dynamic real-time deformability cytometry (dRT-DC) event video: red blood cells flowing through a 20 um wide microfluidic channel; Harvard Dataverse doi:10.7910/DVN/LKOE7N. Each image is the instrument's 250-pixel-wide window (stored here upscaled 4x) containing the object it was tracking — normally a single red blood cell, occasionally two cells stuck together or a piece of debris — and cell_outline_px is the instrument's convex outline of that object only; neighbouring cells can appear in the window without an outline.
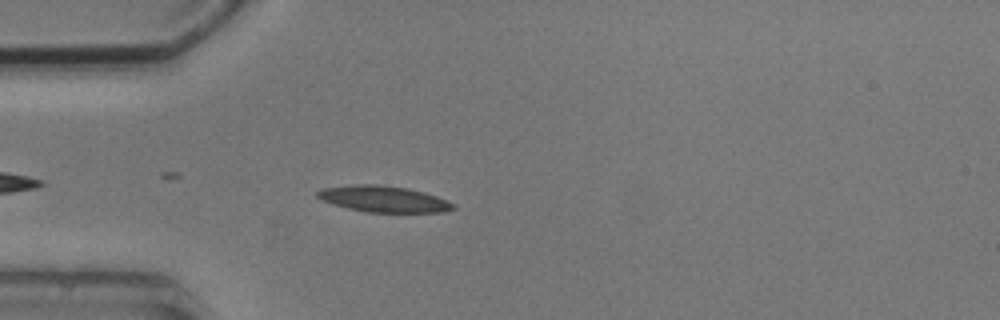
{"species": "common noctule bat (a hibernating species)", "species_latin": "Nyctalus noctula", "temperature_condition": "cold", "stored_images_in_passage": 5, "camera_frame_rate_fps": 3000, "um_per_image_px": 0.085, "animal": {"sex": "male", "body_mass_g": 20.5, "forearm_length_mm": 52.5}, "frame": {"image": 1, "passage_image": 5, "time_ms": 4.667, "image_size_px": [1000, 320], "cell_outline_px": [[456, 208], [444, 212], [368, 212], [348, 208], [320, 200], [316, 196], [316, 192], [324, 188], [356, 184], [380, 184], [408, 188], [424, 192], [436, 196], [456, 204]], "centroid_in_image_um": [32.62, 16.91], "position_along_channel_um": 52.4, "area_um2": 20.75}}